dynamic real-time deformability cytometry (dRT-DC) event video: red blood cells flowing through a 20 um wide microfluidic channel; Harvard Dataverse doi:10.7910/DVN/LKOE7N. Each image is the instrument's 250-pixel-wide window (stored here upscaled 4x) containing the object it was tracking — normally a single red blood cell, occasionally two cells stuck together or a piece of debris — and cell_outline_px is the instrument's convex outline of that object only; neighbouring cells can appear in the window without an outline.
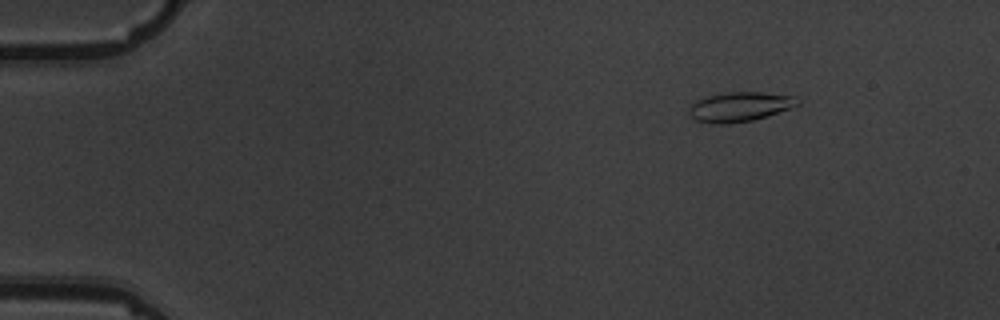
{"species": "common noctule bat (a hibernating species)", "species_latin": "Nyctalus noctula", "temperature_condition": "warm", "stored_images_in_passage": 6, "camera_frame_rate_fps": 3000, "um_per_image_px": 0.085, "animal": {"sex": "male", "body_mass_g": 19.5, "forearm_length_mm": 54.6}, "frame": {"image": 1, "passage_image": 3, "time_ms": 2.333, "image_size_px": [1000, 320], "cell_outline_px": [[800, 104], [792, 108], [752, 120], [728, 124], [712, 124], [696, 120], [688, 112], [688, 108], [696, 100], [708, 96], [728, 92], [760, 92], [796, 96], [800, 100]], "centroid_in_image_um": [62.9, 9.07], "position_along_channel_um": 22.1, "area_um2": 18.73}}